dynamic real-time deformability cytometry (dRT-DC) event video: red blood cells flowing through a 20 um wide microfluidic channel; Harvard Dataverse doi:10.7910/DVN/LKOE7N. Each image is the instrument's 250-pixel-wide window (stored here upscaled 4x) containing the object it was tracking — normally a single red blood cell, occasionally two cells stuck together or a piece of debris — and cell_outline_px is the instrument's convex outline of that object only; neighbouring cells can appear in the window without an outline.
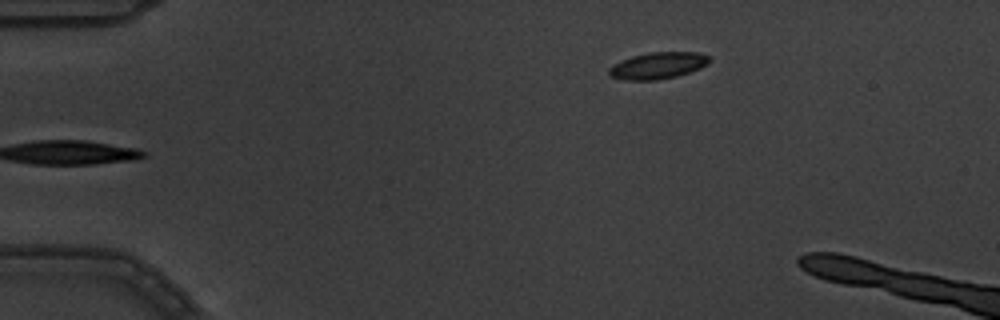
{"species": "common noctule bat (a hibernating species)", "species_latin": "Nyctalus noctula", "temperature_condition": "warm", "stored_images_in_passage": 5, "camera_frame_rate_fps": 3000, "um_per_image_px": 0.085, "animal": {"sex": "male", "body_mass_g": 19.5, "forearm_length_mm": 54.6}, "frame": {"image": 1, "passage_image": 5, "time_ms": 1.333, "image_size_px": [1000, 320], "cell_outline_px": [[712, 60], [708, 64], [700, 68], [676, 76], [656, 80], [624, 80], [608, 76], [608, 68], [612, 64], [632, 56], [648, 52], [696, 52], [708, 56]], "centroid_in_image_um": [55.88, 5.57], "position_along_channel_um": 29.1, "area_um2": 15.66}}